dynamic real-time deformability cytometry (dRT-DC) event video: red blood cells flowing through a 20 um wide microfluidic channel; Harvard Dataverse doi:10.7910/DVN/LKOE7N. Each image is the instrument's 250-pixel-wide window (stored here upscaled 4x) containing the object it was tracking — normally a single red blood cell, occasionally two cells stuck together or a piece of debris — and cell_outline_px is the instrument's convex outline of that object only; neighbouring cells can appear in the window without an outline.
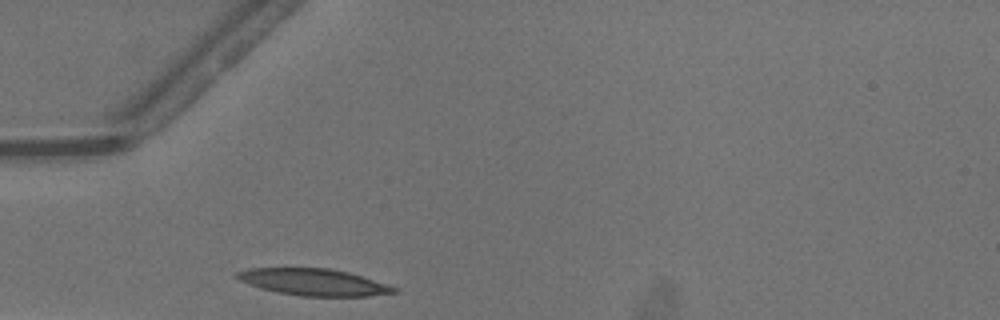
{"species": "common noctule bat (a hibernating species)", "species_latin": "Nyctalus noctula", "temperature_condition": "warm", "stored_images_in_passage": 23, "camera_frame_rate_fps": 3000, "um_per_image_px": 0.085, "animal": {"sex": "male", "body_mass_g": 13.3}, "frame": {"image": 1, "passage_image": 1, "time_ms": 0.0, "image_size_px": [1000, 320], "cell_outline_px": [[396, 292], [368, 296], [300, 296], [276, 292], [260, 288], [248, 284], [232, 276], [236, 272], [248, 268], [328, 268], [348, 272], [396, 288]], "centroid_in_image_um": [26.55, 23.98], "position_along_channel_um": 58.5, "area_um2": 24.22}}
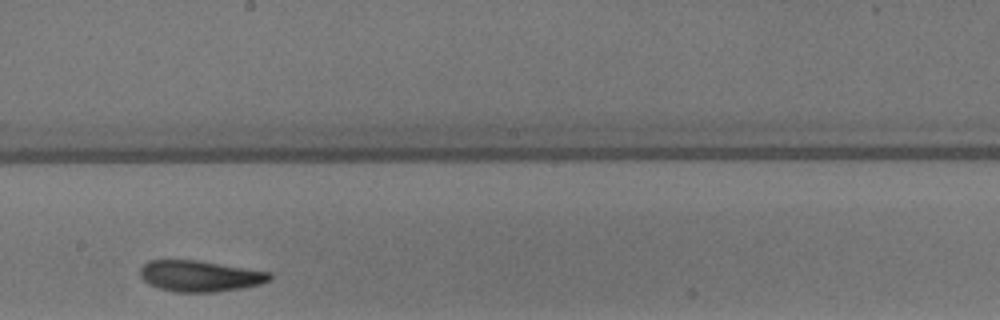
{"frame": {"image": 2, "passage_image": 14, "time_ms": 4.333, "image_size_px": [1000, 320], "cell_outline_px": [[272, 280], [260, 284], [240, 288], [216, 292], [172, 292], [148, 284], [140, 276], [140, 268], [148, 260], [196, 260], [272, 272]], "centroid_in_image_um": [17.0, 23.46], "position_along_channel_um": 231.2, "area_um2": 23.52}}
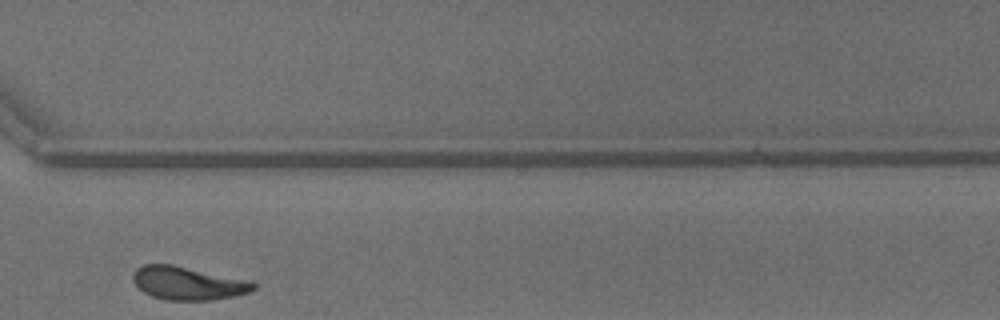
{"frame": {"image": 3, "passage_image": 23, "time_ms": 7.333, "image_size_px": [1000, 320], "cell_outline_px": [[256, 288], [248, 292], [236, 296], [208, 300], [164, 300], [152, 296], [144, 292], [132, 280], [132, 276], [136, 268], [144, 264], [168, 264], [252, 280], [256, 284]], "centroid_in_image_um": [15.99, 24.07], "position_along_channel_um": 354.6, "area_um2": 23.29}}